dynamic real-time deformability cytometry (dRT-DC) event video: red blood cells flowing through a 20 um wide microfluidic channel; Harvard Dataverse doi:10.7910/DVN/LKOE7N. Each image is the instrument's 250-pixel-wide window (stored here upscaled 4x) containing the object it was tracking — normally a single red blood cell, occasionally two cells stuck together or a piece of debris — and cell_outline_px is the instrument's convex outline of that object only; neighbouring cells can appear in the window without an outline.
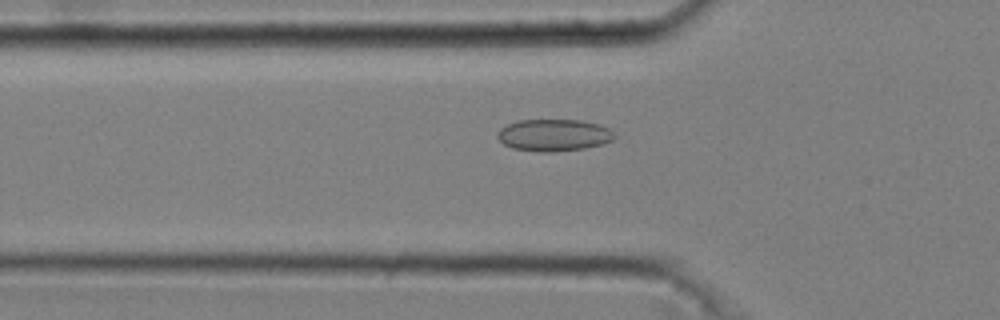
{"species": "common noctule bat (a hibernating species)", "species_latin": "Nyctalus noctula", "temperature_condition": "cold", "stored_images_in_passage": 48, "camera_frame_rate_fps": 3000, "um_per_image_px": 0.085, "animal": {"sex": "male", "body_mass_g": 20.4}, "frame": {"image": 1, "passage_image": 18, "time_ms": 5.667, "image_size_px": [1000, 320], "cell_outline_px": [[616, 136], [612, 140], [604, 144], [584, 148], [552, 152], [536, 152], [512, 148], [504, 144], [496, 136], [496, 132], [500, 128], [508, 124], [520, 120], [580, 120], [600, 124], [608, 128]], "centroid_in_image_um": [47.06, 11.49], "position_along_channel_um": 78.7, "area_um2": 21.91}}
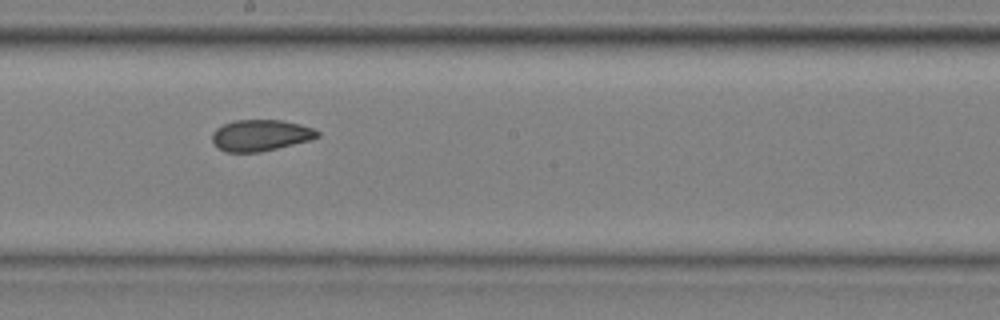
{"frame": {"image": 2, "passage_image": 30, "time_ms": 9.667, "image_size_px": [1000, 320], "cell_outline_px": [[320, 136], [312, 140], [260, 152], [224, 152], [216, 148], [212, 140], [212, 132], [216, 128], [224, 124], [236, 120], [280, 120], [300, 124], [312, 128], [320, 132]], "centroid_in_image_um": [22.14, 11.51], "position_along_channel_um": 226.1, "area_um2": 19.36}}
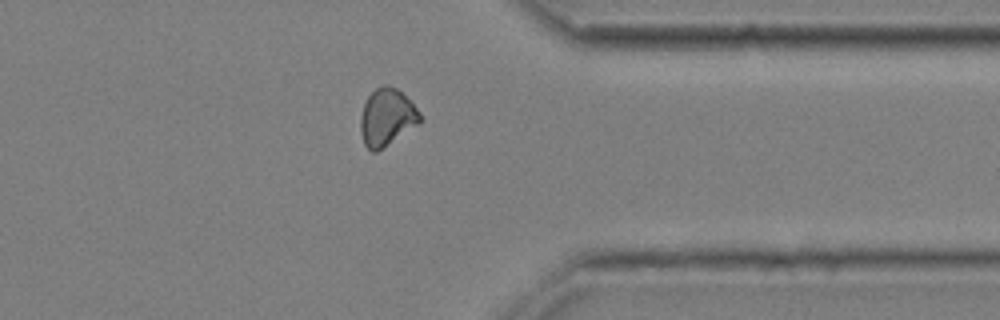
{"frame": {"image": 3, "passage_image": 43, "time_ms": 14.0, "image_size_px": [1000, 320], "cell_outline_px": [[424, 120], [420, 124], [376, 152], [372, 152], [364, 144], [360, 132], [360, 116], [364, 104], [368, 96], [376, 88], [384, 84], [396, 88], [420, 112]], "centroid_in_image_um": [32.88, 9.99], "position_along_channel_um": 378.5, "area_um2": 19.83}, "authors_computed_cell_mechanics": {"area_um2": 20.1144, "velocity_mm_per_s": 3.6783, "shape_relaxation_time_tau1_ms": null, "shape_relaxation_time_tau2_ms": 2.0115, "deformation_change_tau1": null, "deformation_change_tau2": 0.0685}}